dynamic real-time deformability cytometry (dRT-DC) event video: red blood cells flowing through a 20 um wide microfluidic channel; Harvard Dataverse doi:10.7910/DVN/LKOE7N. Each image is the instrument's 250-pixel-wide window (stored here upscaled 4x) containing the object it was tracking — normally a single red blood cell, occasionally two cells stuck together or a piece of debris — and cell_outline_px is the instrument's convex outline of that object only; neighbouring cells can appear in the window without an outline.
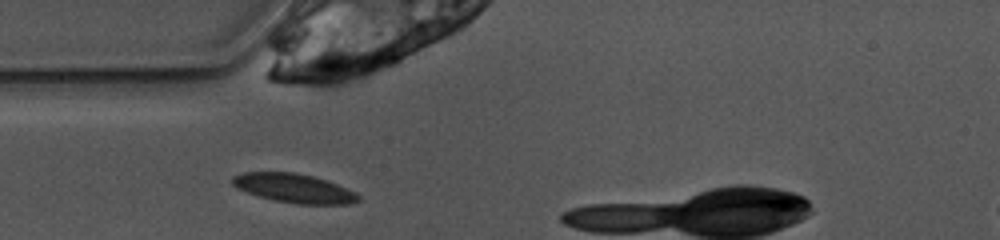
{"species": "common noctule bat (a hibernating species)", "species_latin": "Nyctalus noctula", "temperature_condition": "warm", "stored_images_in_passage": 4, "camera_frame_rate_fps": 3000, "um_per_image_px": 0.085, "animal": {"sex": "female", "body_mass_g": 10.0, "forearm_length_mm": 53.1}, "frame": {"image": 1, "passage_image": 1, "time_ms": 0.0, "image_size_px": [1000, 240], "cell_outline_px": [[360, 200], [348, 204], [300, 204], [276, 200], [260, 196], [236, 188], [232, 184], [232, 176], [244, 172], [296, 172], [328, 180], [356, 192], [360, 196]], "centroid_in_image_um": [25.02, 15.99], "position_along_channel_um": 60.0, "area_um2": 21.21}}